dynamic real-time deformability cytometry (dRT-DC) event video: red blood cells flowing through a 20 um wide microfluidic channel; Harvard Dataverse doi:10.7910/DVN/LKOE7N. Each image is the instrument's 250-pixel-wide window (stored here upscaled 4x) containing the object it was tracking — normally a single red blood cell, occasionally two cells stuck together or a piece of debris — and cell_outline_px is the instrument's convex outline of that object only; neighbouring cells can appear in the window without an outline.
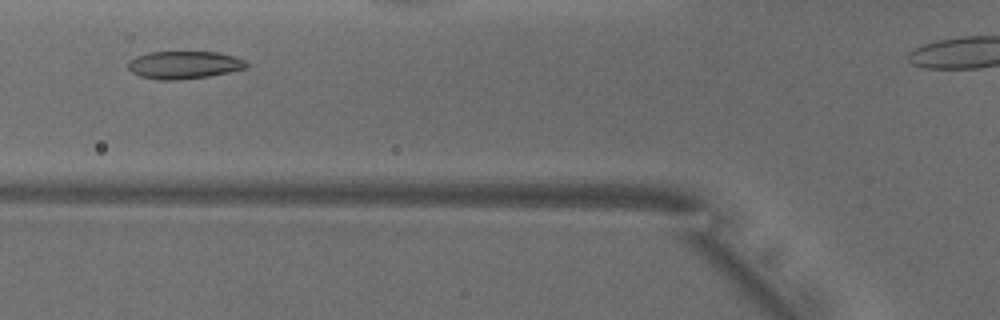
{"species": "common noctule bat (a hibernating species)", "species_latin": "Nyctalus noctula", "temperature_condition": "warm", "stored_images_in_passage": 28, "camera_frame_rate_fps": 3000, "um_per_image_px": 0.085, "animal": {"sex": "male", "body_mass_g": 18.8}, "frame": {"image": 1, "passage_image": 8, "time_ms": 2.333, "image_size_px": [1000, 320], "cell_outline_px": [[248, 64], [244, 68], [228, 72], [208, 76], [176, 80], [160, 80], [140, 76], [132, 72], [128, 68], [128, 60], [136, 56], [148, 52], [216, 52], [232, 56], [244, 60]], "centroid_in_image_um": [15.58, 5.51], "position_along_channel_um": 110.2, "area_um2": 18.9}}
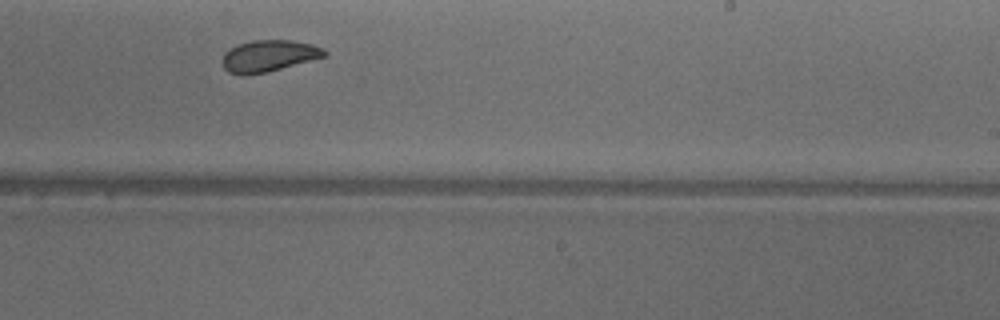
{"frame": {"image": 2, "passage_image": 20, "time_ms": 6.333, "image_size_px": [1000, 320], "cell_outline_px": [[328, 56], [268, 72], [228, 72], [224, 68], [224, 52], [240, 44], [252, 40], [292, 40], [312, 44], [324, 48], [328, 52]], "centroid_in_image_um": [22.97, 4.71], "position_along_channel_um": 266.0, "area_um2": 18.32}}
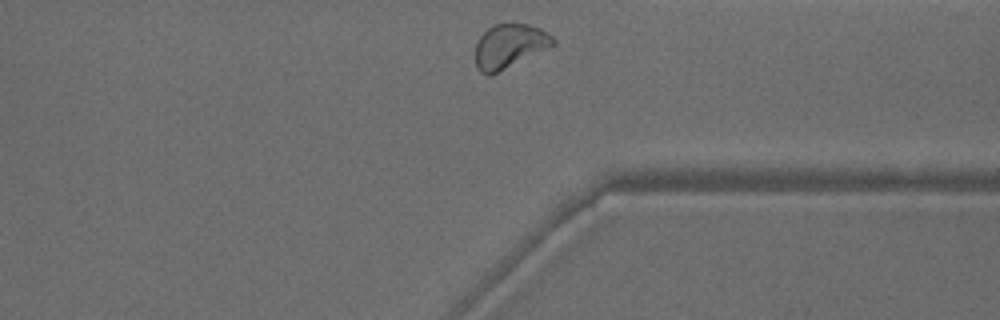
{"frame": {"image": 3, "passage_image": 28, "time_ms": 9.0, "image_size_px": [1000, 320], "cell_outline_px": [[556, 44], [492, 76], [484, 76], [476, 68], [476, 44], [480, 36], [488, 28], [496, 24], [528, 24], [540, 28], [552, 36], [556, 40]], "centroid_in_image_um": [43.29, 3.95], "position_along_channel_um": 368.1, "area_um2": 20.11}, "authors_computed_cell_mechanics": {"area_um2": 18.9006, "velocity_mm_per_s": 3.9026, "shape_relaxation_time_tau1_ms": 4.6002, "shape_relaxation_time_tau2_ms": 1.4124, "deformation_change_tau1": 0.1131, "deformation_change_tau2": 0.0594}}